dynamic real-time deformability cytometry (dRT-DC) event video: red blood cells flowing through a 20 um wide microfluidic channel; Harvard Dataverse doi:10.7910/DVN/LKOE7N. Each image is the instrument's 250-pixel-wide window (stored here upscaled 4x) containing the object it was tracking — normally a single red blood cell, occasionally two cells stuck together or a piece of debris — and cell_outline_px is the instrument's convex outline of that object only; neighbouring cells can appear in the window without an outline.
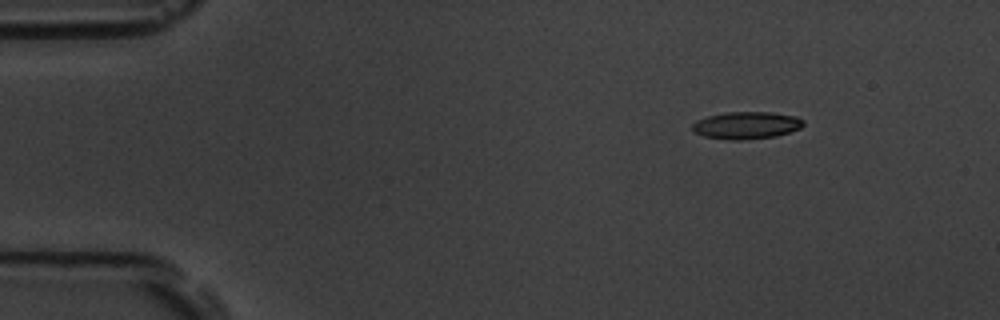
{"species": "common noctule bat (a hibernating species)", "species_latin": "Nyctalus noctula", "temperature_condition": "room temperature", "stored_images_in_passage": 2, "camera_frame_rate_fps": 3000, "um_per_image_px": 0.085, "animal": {"sex": "male", "body_mass_g": 19.5, "forearm_length_mm": 54.6}, "frame": {"image": 1, "passage_image": 1, "time_ms": 0.0, "image_size_px": [1000, 320], "cell_outline_px": [[804, 124], [800, 128], [776, 136], [744, 140], [732, 140], [704, 136], [692, 132], [692, 124], [696, 120], [708, 116], [728, 112], [772, 112], [796, 116], [804, 120]], "centroid_in_image_um": [63.43, 10.65], "position_along_channel_um": 21.6, "area_um2": 17.69}}